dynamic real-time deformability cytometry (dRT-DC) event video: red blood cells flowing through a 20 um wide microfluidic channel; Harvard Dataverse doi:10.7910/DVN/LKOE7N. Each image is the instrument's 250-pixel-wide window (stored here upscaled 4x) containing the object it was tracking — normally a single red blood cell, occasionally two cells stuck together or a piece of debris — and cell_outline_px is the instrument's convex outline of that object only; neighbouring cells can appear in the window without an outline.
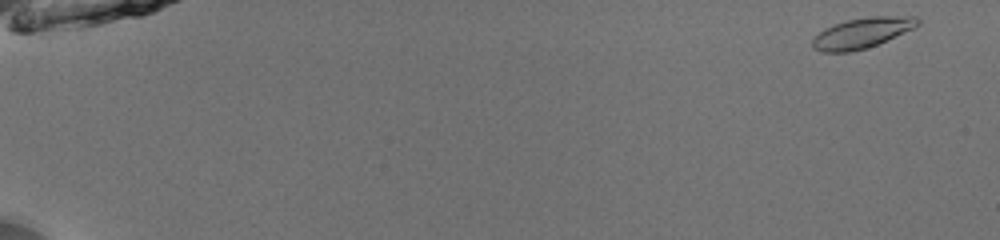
{"species": "common noctule bat (a hibernating species)", "species_latin": "Nyctalus noctula", "temperature_condition": "room temperature", "stored_images_in_passage": 52, "camera_frame_rate_fps": 3000, "um_per_image_px": 0.085, "animal": {"sex": "male", "body_mass_g": 13.0, "forearm_length_mm": 53.1}, "frame": {"image": 1, "passage_image": 1, "time_ms": 0.0, "image_size_px": [1000, 240], "cell_outline_px": [[920, 24], [912, 28], [876, 44], [864, 48], [848, 52], [820, 52], [812, 48], [812, 40], [824, 28], [848, 20], [868, 16], [916, 16], [920, 20]], "centroid_in_image_um": [73.24, 2.79], "position_along_channel_um": 11.8, "area_um2": 18.26}}
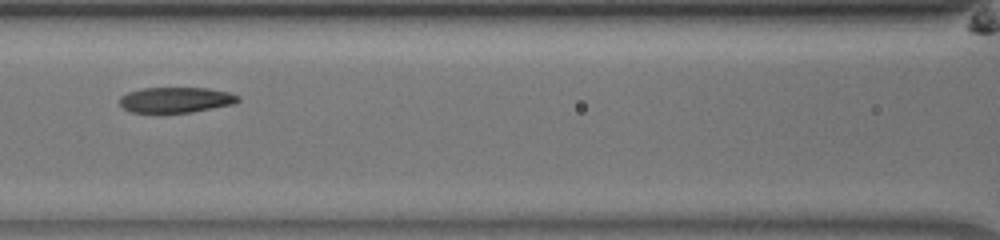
{"frame": {"image": 2, "passage_image": 25, "time_ms": 8.0, "image_size_px": [1000, 240], "cell_outline_px": [[240, 100], [232, 104], [192, 112], [160, 116], [128, 112], [120, 104], [120, 96], [128, 92], [144, 88], [208, 88], [228, 92], [240, 96]], "centroid_in_image_um": [14.87, 8.54], "position_along_channel_um": 151.7, "area_um2": 18.38}}
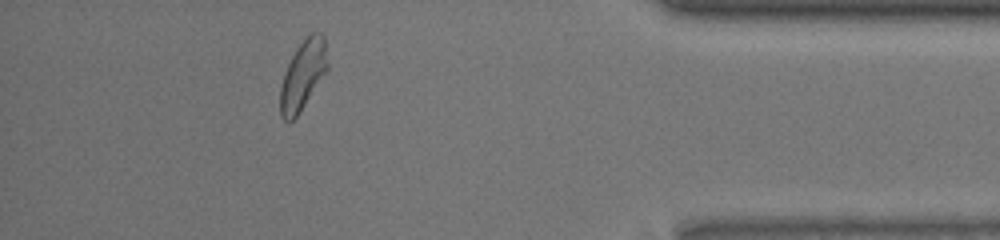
{"frame": {"image": 3, "passage_image": 47, "time_ms": 15.333, "image_size_px": [1000, 240], "cell_outline_px": [[328, 68], [300, 112], [292, 120], [284, 120], [280, 116], [280, 88], [284, 72], [296, 48], [312, 32], [324, 32], [328, 64]], "centroid_in_image_um": [25.75, 6.36], "position_along_channel_um": 409.4, "area_um2": 18.96}, "authors_computed_cell_mechanics": {"area_um2": 18.6983, "velocity_mm_per_s": 3.9421, "shape_relaxation_time_tau1_ms": 3.0034, "shape_relaxation_time_tau2_ms": 2.3775, "deformation_change_tau1": 0.1592, "deformation_change_tau2": 0.0951}}